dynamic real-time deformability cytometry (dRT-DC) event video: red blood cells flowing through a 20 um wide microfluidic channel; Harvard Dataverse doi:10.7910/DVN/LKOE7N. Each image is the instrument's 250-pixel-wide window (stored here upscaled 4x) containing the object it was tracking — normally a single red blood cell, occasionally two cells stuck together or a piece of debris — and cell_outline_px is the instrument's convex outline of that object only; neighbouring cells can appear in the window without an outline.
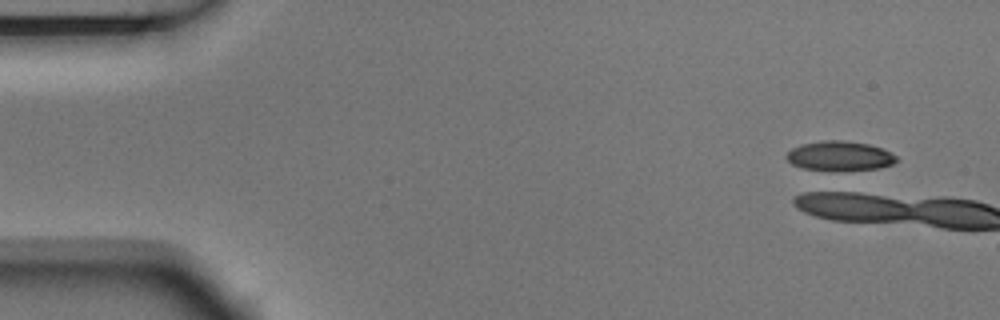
{"species": "Egyptian fruit bat (a non-hibernating species)", "species_latin": "Rousettus aegyptiacus", "temperature_condition": "room temperature", "stored_images_in_passage": 9, "camera_frame_rate_fps": 3000, "um_per_image_px": 0.085, "animal": {"sex": "male"}, "frame": {"image": 1, "passage_image": 1, "time_ms": 0.0, "image_size_px": [1000, 320], "cell_outline_px": [[900, 160], [892, 164], [880, 168], [800, 168], [792, 164], [784, 156], [792, 148], [800, 144], [824, 140], [844, 140], [868, 144], [880, 148], [896, 156]], "centroid_in_image_um": [71.35, 13.21], "position_along_channel_um": 13.7, "area_um2": 18.21}}
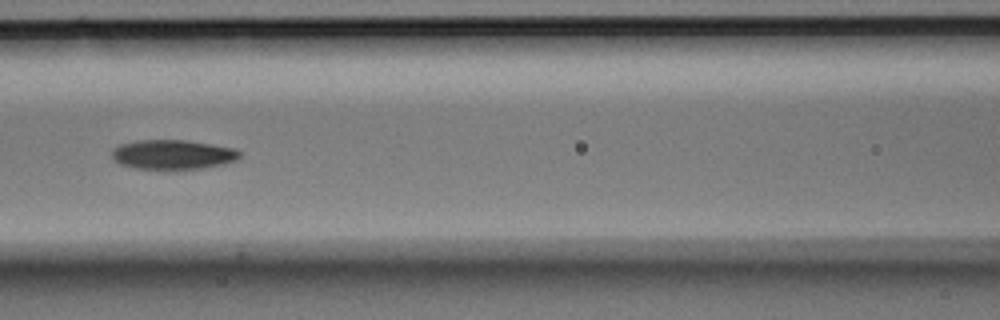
{"frame": {"image": 2, "passage_image": 8, "time_ms": 2.333, "image_size_px": [1000, 320], "cell_outline_px": [[240, 156], [236, 160], [224, 164], [204, 168], [172, 172], [168, 172], [132, 168], [120, 164], [112, 160], [112, 148], [120, 144], [140, 140], [184, 140], [236, 148], [240, 152]], "centroid_in_image_um": [14.65, 13.19], "position_along_channel_um": 151.9, "area_um2": 22.95}}
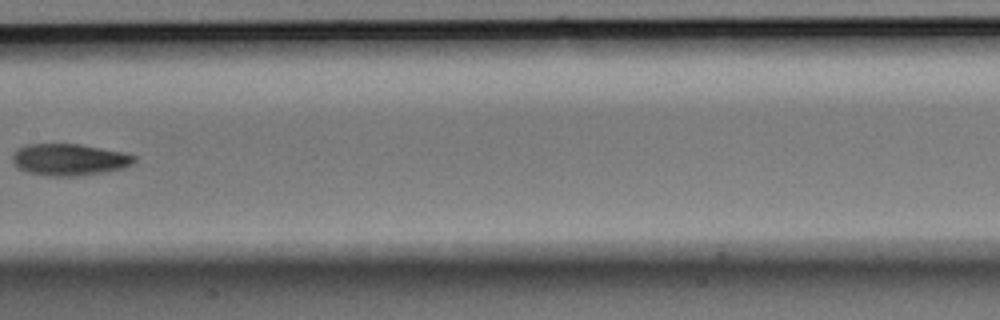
{"frame": {"image": 3, "passage_image": 9, "time_ms": 2.667, "image_size_px": [1000, 320], "cell_outline_px": [[136, 160], [132, 164], [124, 168], [76, 176], [48, 176], [28, 172], [16, 168], [12, 160], [12, 156], [16, 148], [28, 144], [80, 144], [124, 152], [136, 156]], "centroid_in_image_um": [5.86, 13.56], "position_along_channel_um": 201.5, "area_um2": 22.6}}